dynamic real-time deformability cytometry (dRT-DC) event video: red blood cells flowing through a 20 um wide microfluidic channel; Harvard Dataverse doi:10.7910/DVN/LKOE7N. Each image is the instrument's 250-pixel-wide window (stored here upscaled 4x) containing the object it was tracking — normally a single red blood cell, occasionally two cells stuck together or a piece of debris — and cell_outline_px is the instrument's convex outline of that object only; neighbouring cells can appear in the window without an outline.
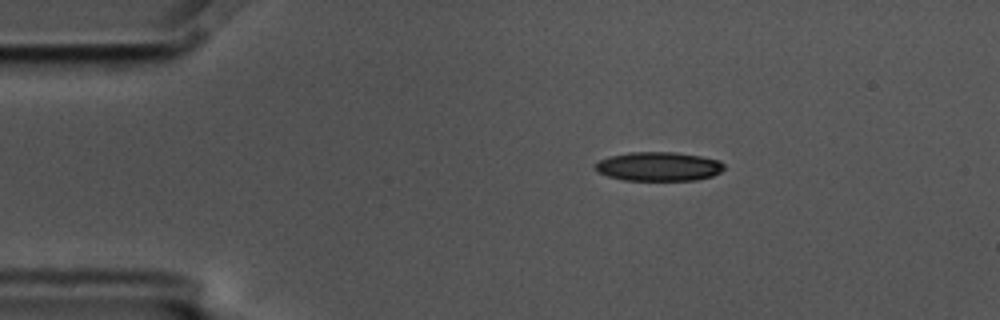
{"species": "common noctule bat (a hibernating species)", "species_latin": "Nyctalus noctula", "temperature_condition": "cold", "stored_images_in_passage": 4, "camera_frame_rate_fps": 3000, "um_per_image_px": 0.085, "animal": {"sex": "male", "body_mass_g": 17.5, "forearm_length_mm": 52.3}, "frame": {"image": 1, "passage_image": 1, "time_ms": 0.0, "image_size_px": [1000, 320], "cell_outline_px": [[724, 168], [720, 172], [712, 176], [696, 180], [624, 180], [608, 176], [596, 172], [592, 168], [600, 160], [608, 156], [628, 152], [676, 152], [700, 156], [720, 160], [724, 164]], "centroid_in_image_um": [55.96, 14.14], "position_along_channel_um": 29.0, "area_um2": 21.96}}
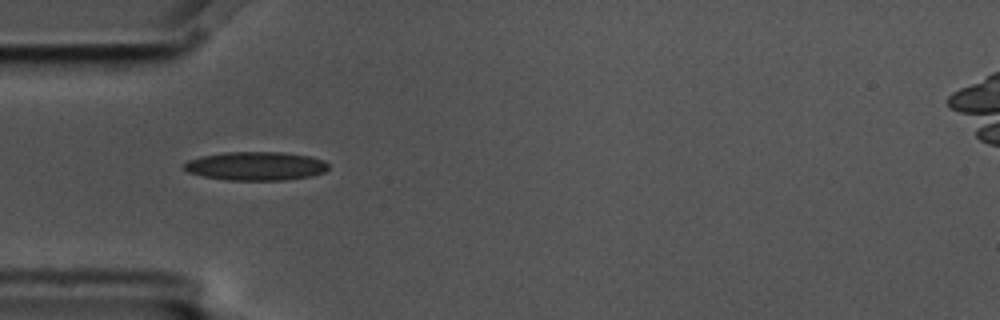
{"frame": {"image": 2, "passage_image": 3, "time_ms": 0.667, "image_size_px": [1000, 320], "cell_outline_px": [[328, 168], [324, 172], [312, 176], [284, 180], [228, 180], [204, 176], [188, 172], [184, 168], [184, 164], [188, 160], [204, 156], [224, 152], [280, 152], [308, 156], [324, 160], [328, 164]], "centroid_in_image_um": [21.77, 14.11], "position_along_channel_um": 63.2, "area_um2": 23.93}}